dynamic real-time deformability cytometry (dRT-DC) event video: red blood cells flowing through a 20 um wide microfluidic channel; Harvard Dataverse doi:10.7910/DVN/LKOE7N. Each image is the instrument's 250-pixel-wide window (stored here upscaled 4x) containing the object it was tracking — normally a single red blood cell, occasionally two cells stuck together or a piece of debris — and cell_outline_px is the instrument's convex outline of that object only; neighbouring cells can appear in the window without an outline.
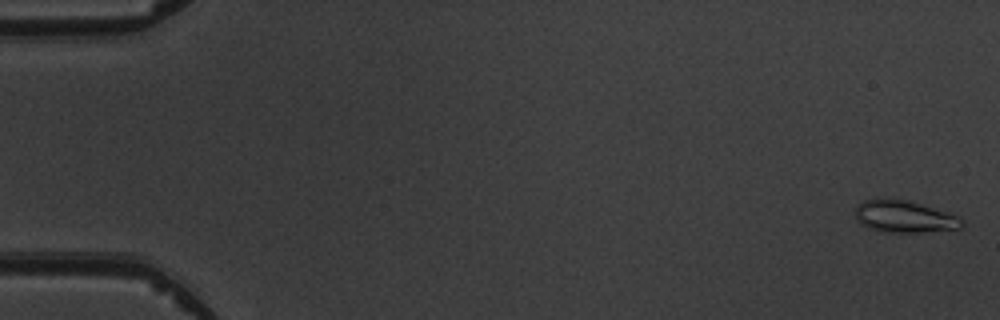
{"species": "common noctule bat (a hibernating species)", "species_latin": "Nyctalus noctula", "temperature_condition": "warm", "stored_images_in_passage": 5, "camera_frame_rate_fps": 3000, "um_per_image_px": 0.085, "animal": {"sex": "male", "body_mass_g": 19.5, "forearm_length_mm": 54.6}, "frame": {"image": 1, "passage_image": 1, "time_ms": 0.0, "image_size_px": [1000, 320], "cell_outline_px": [[964, 224], [960, 228], [920, 232], [880, 232], [868, 228], [860, 224], [856, 220], [856, 208], [864, 200], [908, 200], [948, 212], [960, 216], [964, 220]], "centroid_in_image_um": [76.9, 18.44], "position_along_channel_um": 8.1, "area_um2": 19.71}}
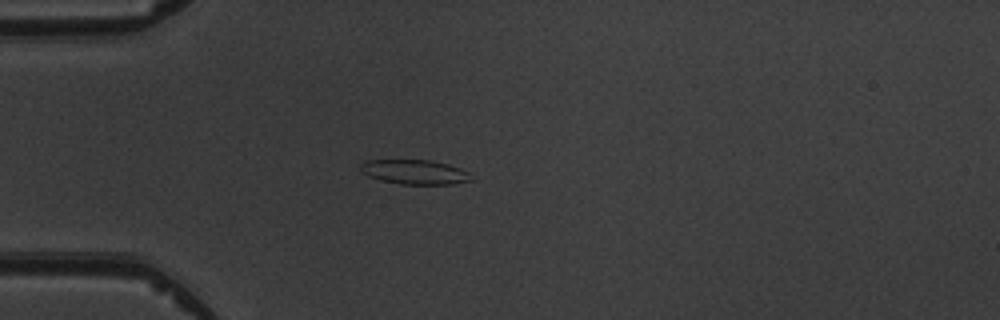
{"frame": {"image": 2, "passage_image": 5, "time_ms": 4.667, "image_size_px": [1000, 320], "cell_outline_px": [[472, 180], [452, 184], [400, 184], [368, 176], [360, 168], [360, 164], [364, 160], [432, 160], [448, 164], [460, 168], [468, 172]], "centroid_in_image_um": [35.25, 14.61], "position_along_channel_um": 49.7, "area_um2": 15.66}}